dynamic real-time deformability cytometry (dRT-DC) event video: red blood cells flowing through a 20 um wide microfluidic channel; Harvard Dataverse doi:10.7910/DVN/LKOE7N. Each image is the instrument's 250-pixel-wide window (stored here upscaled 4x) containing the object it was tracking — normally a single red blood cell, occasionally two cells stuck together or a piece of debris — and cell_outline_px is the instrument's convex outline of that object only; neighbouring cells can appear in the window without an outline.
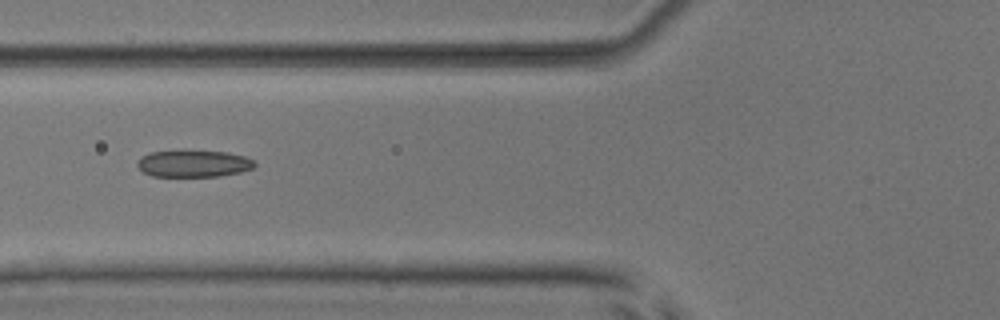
{"species": "common noctule bat (a hibernating species)", "species_latin": "Nyctalus noctula", "temperature_condition": "room temperature", "stored_images_in_passage": 6, "camera_frame_rate_fps": 3000, "um_per_image_px": 0.085, "animal": {"sex": "male", "body_mass_g": 17.9, "forearm_length_mm": 54.2}, "frame": {"image": 1, "passage_image": 3, "time_ms": 2.333, "image_size_px": [1000, 320], "cell_outline_px": [[256, 164], [252, 168], [240, 172], [220, 176], [152, 176], [144, 172], [136, 164], [136, 160], [140, 156], [152, 152], [228, 152], [244, 156], [252, 160]], "centroid_in_image_um": [16.43, 13.92], "position_along_channel_um": 109.4, "area_um2": 17.92}}
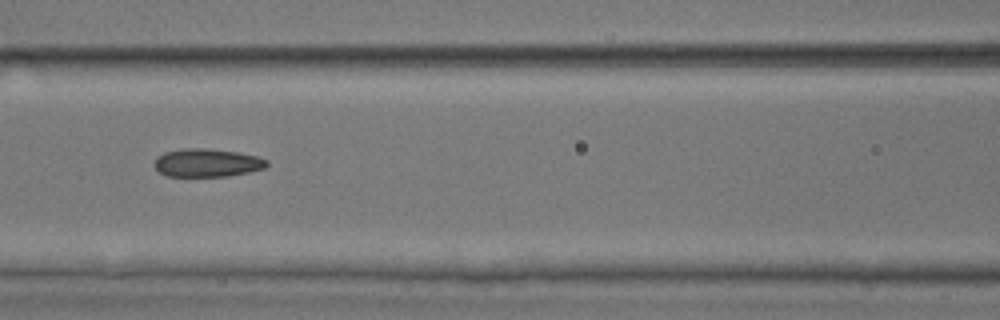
{"frame": {"image": 2, "passage_image": 4, "time_ms": 3.333, "image_size_px": [1000, 320], "cell_outline_px": [[268, 164], [264, 168], [248, 172], [228, 176], [168, 176], [160, 172], [152, 164], [156, 156], [164, 152], [180, 148], [208, 148], [236, 152], [256, 156], [268, 160]], "centroid_in_image_um": [17.55, 13.82], "position_along_channel_um": 149.0, "area_um2": 18.55}}